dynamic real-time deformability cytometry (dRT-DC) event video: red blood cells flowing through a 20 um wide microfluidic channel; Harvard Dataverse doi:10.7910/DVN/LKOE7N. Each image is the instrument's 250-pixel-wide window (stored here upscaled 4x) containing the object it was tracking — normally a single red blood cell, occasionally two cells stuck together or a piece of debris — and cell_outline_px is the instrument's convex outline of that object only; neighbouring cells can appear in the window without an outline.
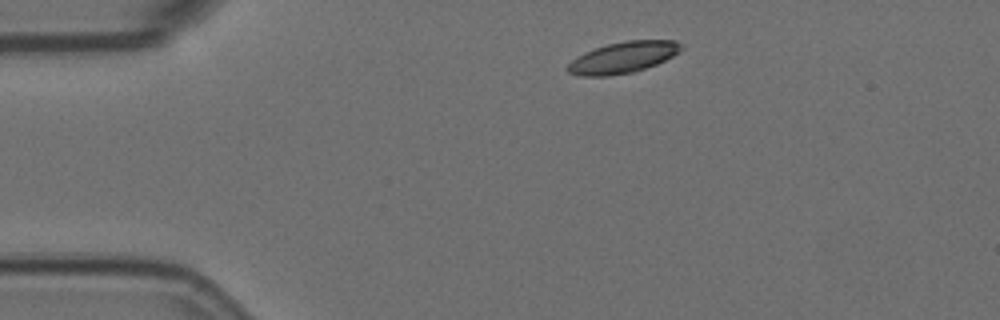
{"species": "Egyptian fruit bat (a non-hibernating species)", "species_latin": "Rousettus aegyptiacus", "temperature_condition": "room temperature", "stored_images_in_passage": 6, "camera_frame_rate_fps": 3000, "um_per_image_px": 0.085, "animal": {"sex": "female"}, "frame": {"image": 1, "passage_image": 1, "time_ms": 0.0, "image_size_px": [1000, 320], "cell_outline_px": [[684, 48], [680, 52], [656, 64], [632, 72], [608, 76], [580, 76], [568, 72], [564, 68], [572, 60], [584, 52], [608, 44], [624, 40], [676, 40]], "centroid_in_image_um": [52.94, 4.88], "position_along_channel_um": 32.1, "area_um2": 20.63}}
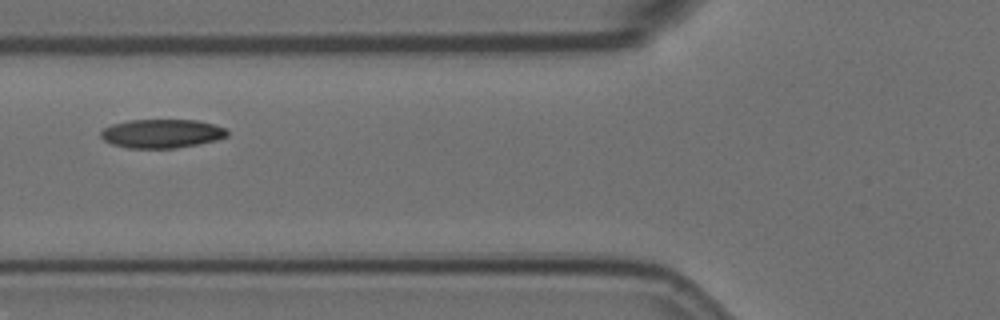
{"frame": {"image": 2, "passage_image": 4, "time_ms": 1.0, "image_size_px": [1000, 320], "cell_outline_px": [[228, 136], [216, 140], [176, 148], [128, 148], [112, 144], [104, 140], [100, 136], [100, 132], [104, 128], [112, 124], [128, 120], [196, 120], [228, 128]], "centroid_in_image_um": [13.75, 11.35], "position_along_channel_um": 112.1, "area_um2": 21.21}}
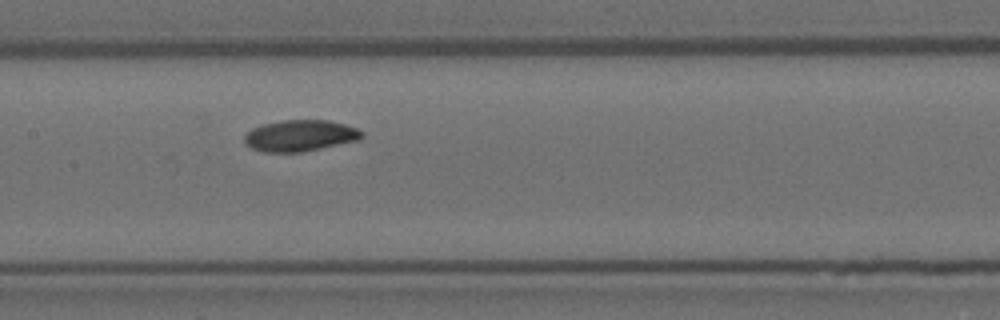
{"frame": {"image": 3, "passage_image": 6, "time_ms": 1.667, "image_size_px": [1000, 320], "cell_outline_px": [[364, 136], [360, 140], [304, 152], [264, 152], [252, 148], [244, 144], [244, 136], [252, 128], [264, 124], [284, 120], [328, 120], [344, 124], [356, 128], [364, 132]], "centroid_in_image_um": [25.53, 11.54], "position_along_channel_um": 181.9, "area_um2": 21.56}}